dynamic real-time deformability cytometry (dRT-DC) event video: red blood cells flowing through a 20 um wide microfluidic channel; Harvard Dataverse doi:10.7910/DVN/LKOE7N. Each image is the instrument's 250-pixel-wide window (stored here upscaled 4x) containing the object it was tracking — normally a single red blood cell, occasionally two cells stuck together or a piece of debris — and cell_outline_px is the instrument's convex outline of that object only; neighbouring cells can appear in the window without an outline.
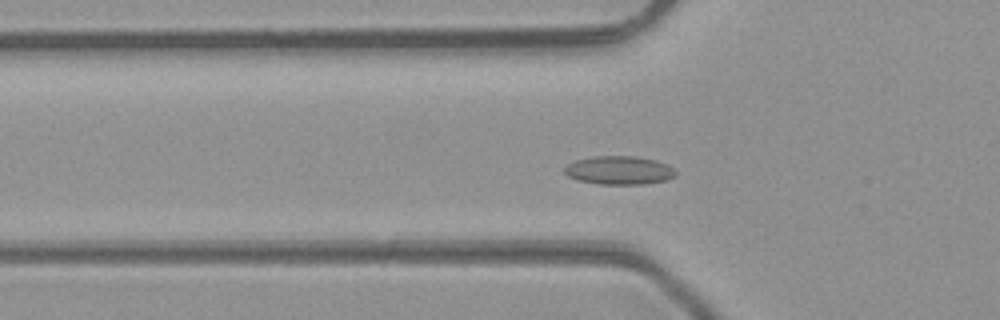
{"species": "common noctule bat (a hibernating species)", "species_latin": "Nyctalus noctula", "temperature_condition": "room temperature", "stored_images_in_passage": 37, "camera_frame_rate_fps": 3000, "um_per_image_px": 0.085, "animal": {"sex": "male", "body_mass_g": 23.1, "forearm_length_mm": 52.7}, "frame": {"image": 1, "passage_image": 4, "time_ms": 1.0, "image_size_px": [1000, 320], "cell_outline_px": [[676, 176], [668, 180], [648, 184], [600, 184], [576, 180], [568, 176], [564, 172], [564, 168], [568, 164], [576, 160], [592, 156], [636, 156], [656, 160], [668, 164], [676, 172]], "centroid_in_image_um": [52.65, 14.48], "position_along_channel_um": 73.1, "area_um2": 18.67}}
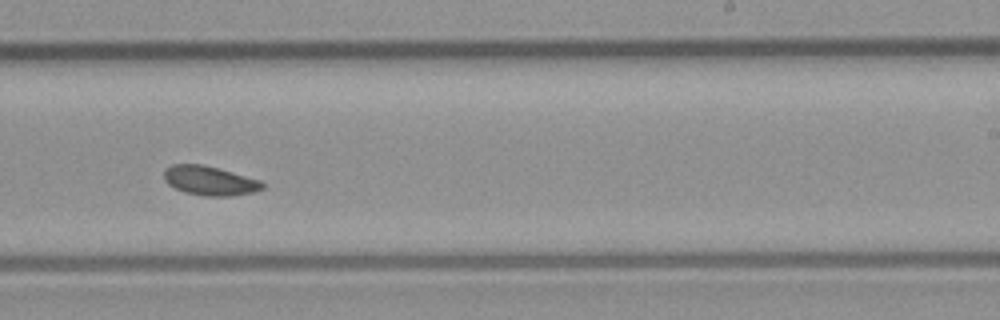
{"frame": {"image": 2, "passage_image": 18, "time_ms": 5.667, "image_size_px": [1000, 320], "cell_outline_px": [[264, 188], [252, 192], [232, 196], [204, 196], [184, 192], [168, 184], [164, 180], [164, 168], [172, 164], [200, 164], [232, 172], [260, 180], [264, 184]], "centroid_in_image_um": [17.8, 15.36], "position_along_channel_um": 271.2, "area_um2": 16.7}}
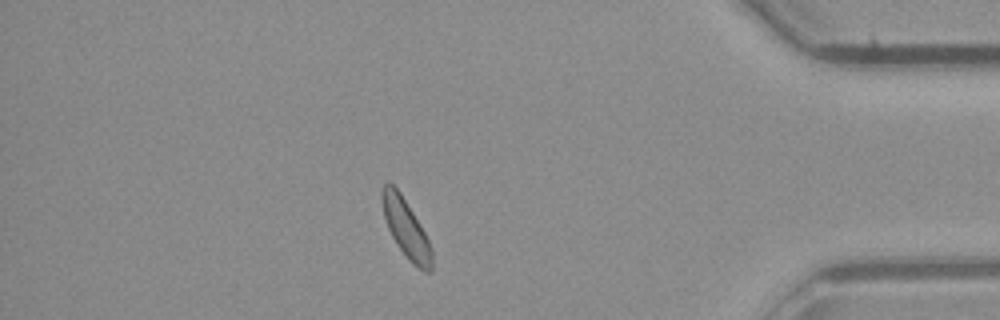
{"frame": {"image": 3, "passage_image": 30, "time_ms": 9.667, "image_size_px": [1000, 320], "cell_outline_px": [[432, 272], [424, 272], [416, 268], [408, 260], [396, 244], [388, 228], [384, 216], [380, 200], [380, 192], [384, 184], [392, 184], [400, 192], [420, 224], [432, 248]], "centroid_in_image_um": [34.5, 19.45], "position_along_channel_um": 400.7, "area_um2": 17.05}, "authors_computed_cell_mechanics": {"area_um2": 16.8776, "velocity_mm_per_s": 4.2333, "shape_relaxation_time_tau1_ms": null, "shape_relaxation_time_tau2_ms": 2.2678, "deformation_change_tau1": null, "deformation_change_tau2": 0.0682}}